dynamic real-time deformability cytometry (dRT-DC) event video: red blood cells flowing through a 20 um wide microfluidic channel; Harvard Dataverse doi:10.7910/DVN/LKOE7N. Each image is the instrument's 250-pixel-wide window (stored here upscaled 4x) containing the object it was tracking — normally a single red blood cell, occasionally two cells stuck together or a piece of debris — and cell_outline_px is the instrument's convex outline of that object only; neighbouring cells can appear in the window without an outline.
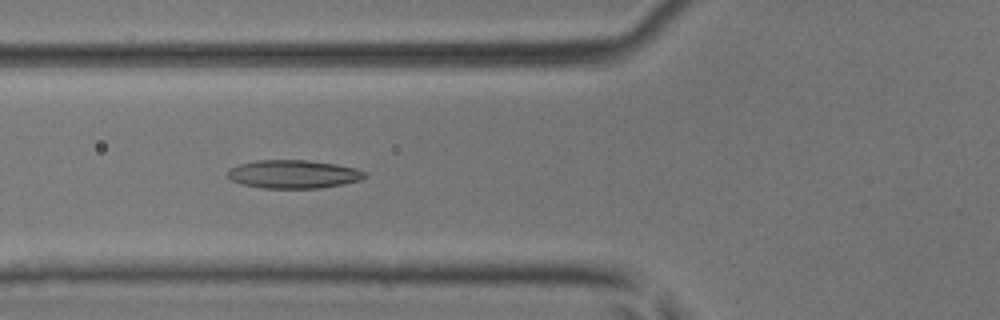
{"species": "common noctule bat (a hibernating species)", "species_latin": "Nyctalus noctula", "temperature_condition": "room temperature", "stored_images_in_passage": 45, "camera_frame_rate_fps": 3000, "um_per_image_px": 0.085, "animal": {"sex": "male", "body_mass_g": 17.9, "forearm_length_mm": 54.2}, "frame": {"image": 1, "passage_image": 14, "time_ms": 4.333, "image_size_px": [1000, 320], "cell_outline_px": [[368, 176], [360, 180], [320, 188], [260, 188], [240, 184], [232, 180], [228, 176], [228, 172], [232, 168], [240, 164], [256, 160], [308, 160], [336, 164], [356, 168], [368, 172]], "centroid_in_image_um": [24.97, 14.8], "position_along_channel_um": 100.8, "area_um2": 22.66}}
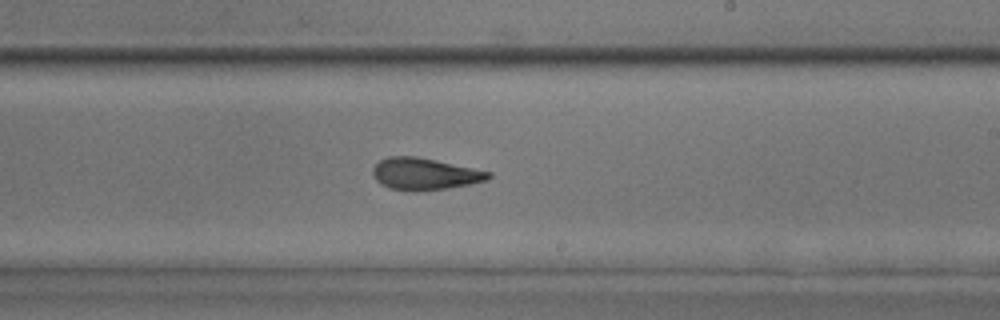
{"frame": {"image": 2, "passage_image": 25, "time_ms": 8.0, "image_size_px": [1000, 320], "cell_outline_px": [[492, 176], [488, 180], [448, 188], [416, 192], [412, 192], [388, 188], [380, 184], [376, 180], [372, 172], [372, 168], [380, 160], [388, 156], [416, 156], [436, 160], [492, 172]], "centroid_in_image_um": [36.07, 14.79], "position_along_channel_um": 252.9, "area_um2": 21.68}}
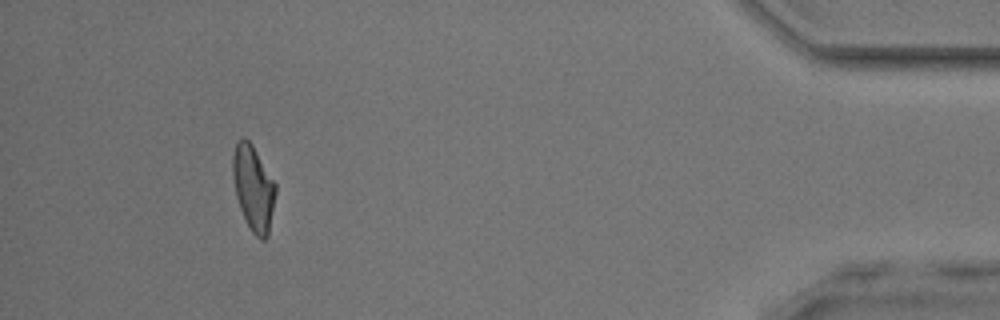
{"frame": {"image": 3, "passage_image": 41, "time_ms": 13.333, "image_size_px": [1000, 320], "cell_outline_px": [[276, 192], [268, 236], [264, 240], [260, 240], [252, 232], [240, 208], [236, 196], [232, 176], [232, 156], [236, 144], [244, 136], [252, 144], [276, 184]], "centroid_in_image_um": [21.53, 15.98], "position_along_channel_um": 413.7, "area_um2": 21.15}, "authors_computed_cell_mechanics": {"area_um2": 21.5016, "velocity_mm_per_s": 4.1561, "shape_relaxation_time_tau1_ms": null, "shape_relaxation_time_tau2_ms": 2.5, "deformation_change_tau1": null, "deformation_change_tau2": 0.1077}}